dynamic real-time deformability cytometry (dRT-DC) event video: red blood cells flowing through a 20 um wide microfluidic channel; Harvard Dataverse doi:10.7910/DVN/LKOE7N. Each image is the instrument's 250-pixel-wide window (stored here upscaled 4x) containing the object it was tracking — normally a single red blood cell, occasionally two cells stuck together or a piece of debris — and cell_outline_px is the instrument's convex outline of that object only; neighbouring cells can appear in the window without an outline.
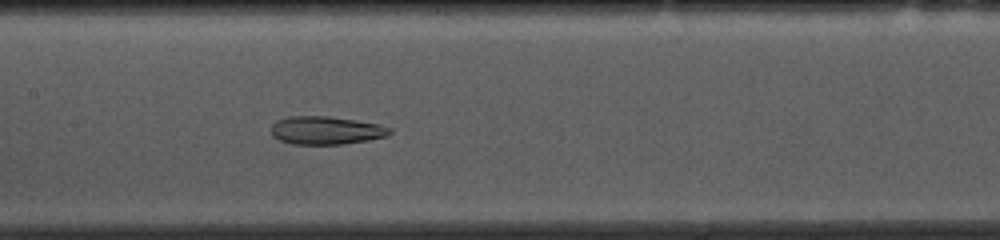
{"species": "common noctule bat (a hibernating species)", "species_latin": "Nyctalus noctula", "temperature_condition": "cold", "stored_images_in_passage": 53, "camera_frame_rate_fps": 3000, "um_per_image_px": 0.085, "animal": {"sex": "female", "body_mass_g": 10.0, "forearm_length_mm": 53.1}, "frame": {"image": 1, "passage_image": 24, "time_ms": 7.667, "image_size_px": [1000, 240], "cell_outline_px": [[392, 132], [388, 136], [368, 140], [344, 144], [292, 144], [280, 140], [272, 136], [272, 124], [276, 120], [288, 116], [328, 116], [356, 120], [380, 124], [392, 128]], "centroid_in_image_um": [27.73, 11.08], "position_along_channel_um": 179.7, "area_um2": 19.59}}
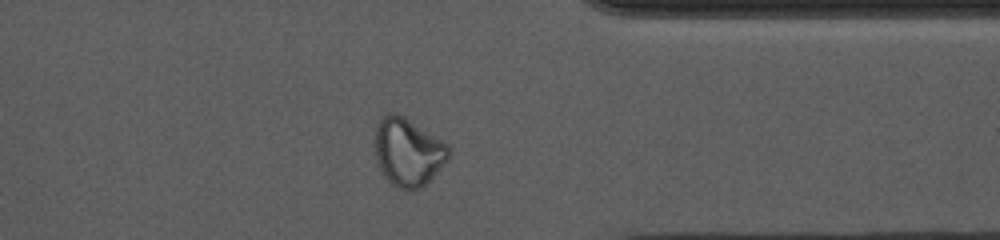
{"frame": {"image": 2, "passage_image": 41, "time_ms": 13.333, "image_size_px": [1000, 240], "cell_outline_px": [[452, 152], [448, 160], [416, 192], [400, 188], [392, 184], [384, 176], [376, 160], [376, 128], [380, 116], [384, 112], [396, 112], [404, 116], [448, 144]], "centroid_in_image_um": [34.68, 12.9], "position_along_channel_um": 376.7, "area_um2": 29.3}}
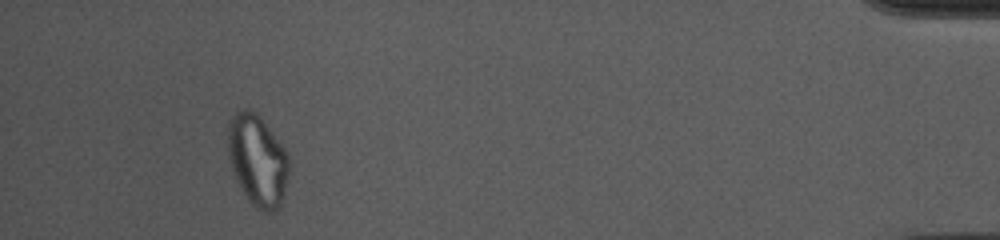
{"frame": {"image": 3, "passage_image": 49, "time_ms": 16.0, "image_size_px": [1000, 240], "cell_outline_px": [[292, 160], [284, 192], [280, 204], [276, 212], [264, 212], [256, 208], [248, 200], [240, 188], [236, 180], [228, 156], [228, 120], [236, 112], [244, 108], [252, 108], [260, 116], [288, 152]], "centroid_in_image_um": [21.91, 13.61], "position_along_channel_um": 413.3, "area_um2": 33.06}, "authors_computed_cell_mechanics": {"area_um2": 25.143, "velocity_mm_per_s": 3.642, "shape_relaxation_time_tau1_ms": null, "shape_relaxation_time_tau2_ms": 3.0873, "deformation_change_tau1": null, "deformation_change_tau2": 0.1092}}